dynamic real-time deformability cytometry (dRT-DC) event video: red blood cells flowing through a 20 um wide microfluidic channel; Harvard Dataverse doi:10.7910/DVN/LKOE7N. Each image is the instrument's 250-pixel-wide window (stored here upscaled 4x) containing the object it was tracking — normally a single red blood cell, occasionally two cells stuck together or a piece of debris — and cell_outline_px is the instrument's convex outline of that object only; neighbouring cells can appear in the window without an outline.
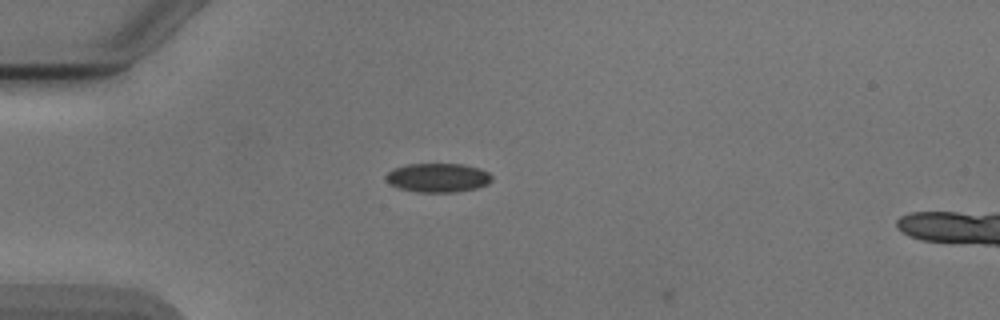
{"species": "Egyptian fruit bat (a non-hibernating species)", "species_latin": "Rousettus aegyptiacus", "temperature_condition": "cold", "stored_images_in_passage": 3, "camera_frame_rate_fps": 3000, "um_per_image_px": 0.085, "animal": {"sex": "male"}, "frame": {"image": 1, "passage_image": 1, "time_ms": 0.0, "image_size_px": [1000, 320], "cell_outline_px": [[492, 180], [488, 184], [476, 188], [456, 192], [416, 192], [400, 188], [392, 184], [384, 176], [392, 168], [408, 164], [460, 164], [480, 168], [488, 172], [492, 176]], "centroid_in_image_um": [37.24, 15.1], "position_along_channel_um": 47.8, "area_um2": 17.86}}